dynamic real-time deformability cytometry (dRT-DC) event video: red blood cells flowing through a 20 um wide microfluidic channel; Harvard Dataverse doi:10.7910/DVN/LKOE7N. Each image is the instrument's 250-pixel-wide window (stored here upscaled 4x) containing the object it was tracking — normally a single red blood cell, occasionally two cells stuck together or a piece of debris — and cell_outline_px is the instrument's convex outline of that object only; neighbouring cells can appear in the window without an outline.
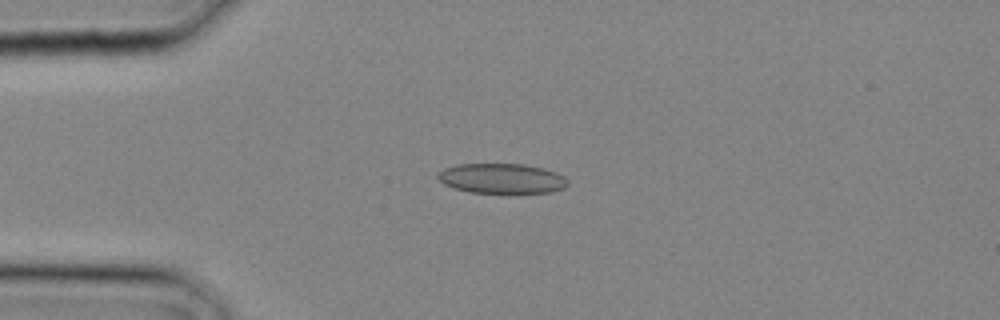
{"species": "common noctule bat (a hibernating species)", "species_latin": "Nyctalus noctula", "temperature_condition": "cold", "stored_images_in_passage": 12, "camera_frame_rate_fps": 3000, "um_per_image_px": 0.085, "animal": {"sex": "male", "body_mass_g": 20.4}, "frame": {"image": 1, "passage_image": 5, "time_ms": 1.333, "image_size_px": [1000, 320], "cell_outline_px": [[568, 184], [564, 188], [552, 192], [468, 192], [444, 184], [436, 176], [444, 168], [456, 164], [524, 164], [544, 168], [556, 172], [564, 176], [568, 180]], "centroid_in_image_um": [42.67, 15.15], "position_along_channel_um": 42.3, "area_um2": 22.54}}
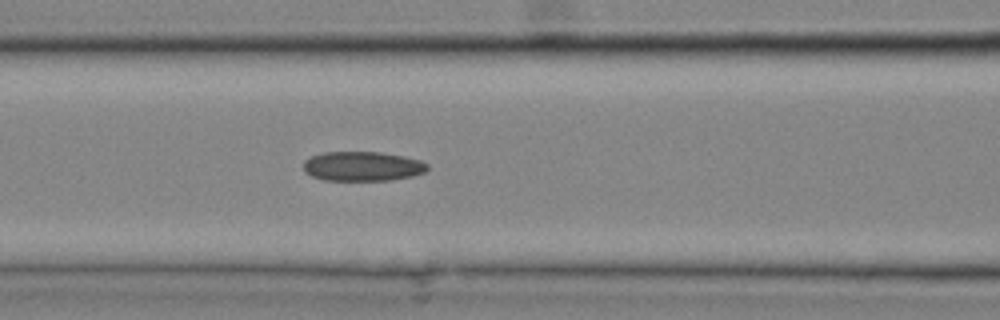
{"frame": {"image": 2, "passage_image": 10, "time_ms": 3.0, "image_size_px": [1000, 320], "cell_outline_px": [[428, 168], [424, 172], [412, 176], [392, 180], [324, 180], [312, 176], [304, 172], [304, 160], [312, 156], [324, 152], [380, 152], [404, 156], [420, 160], [428, 164]], "centroid_in_image_um": [30.81, 14.13], "position_along_channel_um": 135.8, "area_um2": 21.33}}
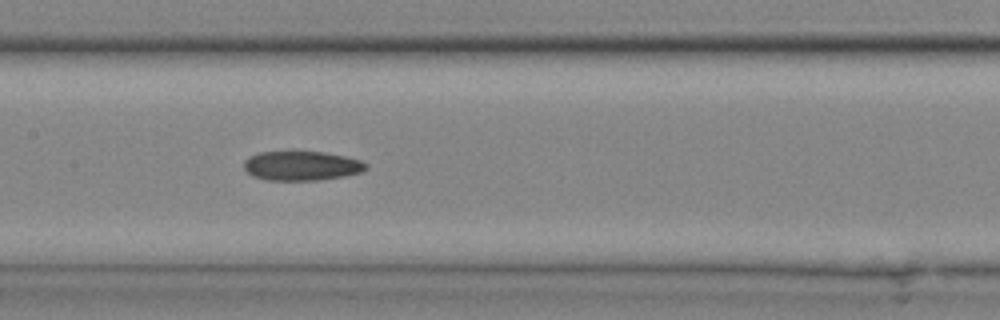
{"frame": {"image": 3, "passage_image": 12, "time_ms": 3.667, "image_size_px": [1000, 320], "cell_outline_px": [[368, 168], [360, 172], [344, 176], [320, 180], [268, 180], [252, 176], [244, 168], [244, 160], [248, 156], [260, 152], [324, 152], [344, 156], [360, 160], [368, 164]], "centroid_in_image_um": [25.63, 14.09], "position_along_channel_um": 181.8, "area_um2": 20.87}}